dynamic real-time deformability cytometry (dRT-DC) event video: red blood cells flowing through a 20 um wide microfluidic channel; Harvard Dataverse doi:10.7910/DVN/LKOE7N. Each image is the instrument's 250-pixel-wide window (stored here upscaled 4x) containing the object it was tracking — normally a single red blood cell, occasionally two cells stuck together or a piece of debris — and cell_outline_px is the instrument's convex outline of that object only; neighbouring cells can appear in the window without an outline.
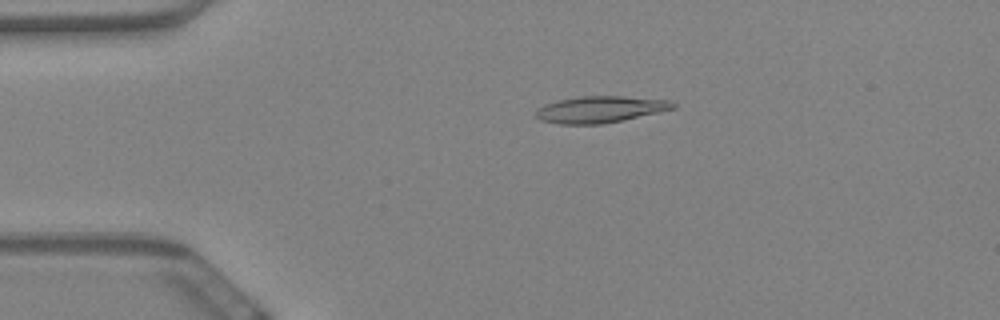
{"species": "Egyptian fruit bat (a non-hibernating species)", "species_latin": "Rousettus aegyptiacus", "temperature_condition": "warm", "stored_images_in_passage": 53, "camera_frame_rate_fps": 3000, "um_per_image_px": 0.085, "animal": {"sex": "female"}, "frame": {"image": 1, "passage_image": 6, "time_ms": 1.667, "image_size_px": [1000, 320], "cell_outline_px": [[676, 108], [660, 112], [604, 124], [560, 124], [540, 120], [536, 116], [536, 108], [544, 104], [556, 100], [580, 96], [624, 96], [672, 100], [676, 104]], "centroid_in_image_um": [51.03, 9.29], "position_along_channel_um": 34.0, "area_um2": 21.5}}
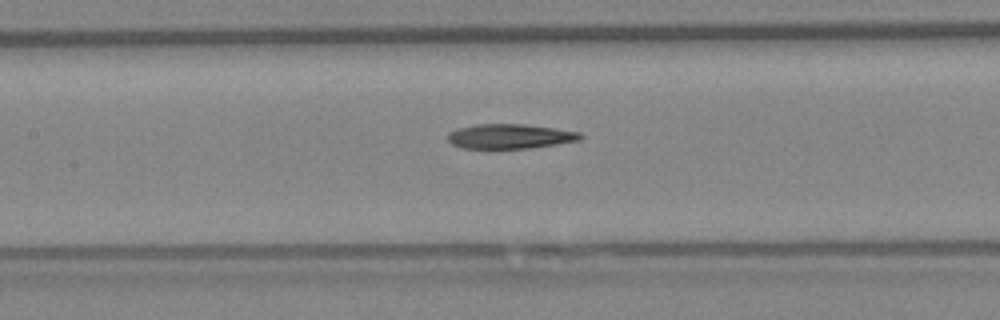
{"frame": {"image": 2, "passage_image": 21, "time_ms": 6.667, "image_size_px": [1000, 320], "cell_outline_px": [[584, 136], [580, 140], [556, 144], [528, 148], [460, 148], [452, 144], [448, 140], [448, 132], [456, 128], [476, 124], [524, 124], [556, 128], [580, 132]], "centroid_in_image_um": [43.33, 11.58], "position_along_channel_um": 164.1, "area_um2": 19.13}}
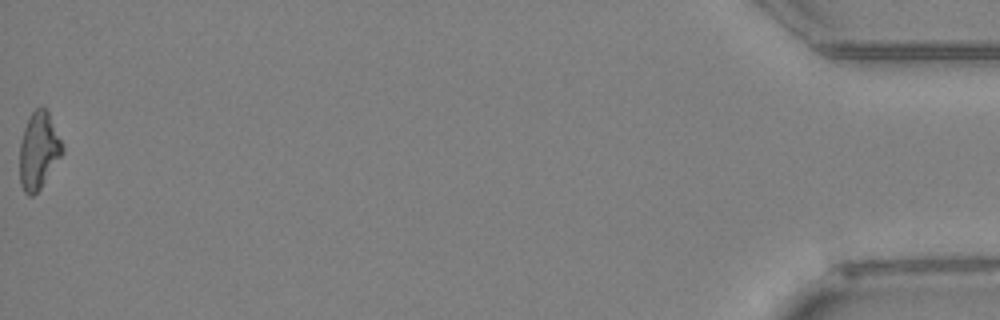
{"frame": {"image": 3, "passage_image": 53, "time_ms": 17.333, "image_size_px": [1000, 320], "cell_outline_px": [[64, 152], [40, 188], [32, 196], [28, 196], [24, 192], [20, 184], [20, 144], [24, 128], [28, 116], [36, 108], [44, 108], [48, 112], [64, 144]], "centroid_in_image_um": [3.29, 12.8], "position_along_channel_um": 431.9, "area_um2": 19.13}}